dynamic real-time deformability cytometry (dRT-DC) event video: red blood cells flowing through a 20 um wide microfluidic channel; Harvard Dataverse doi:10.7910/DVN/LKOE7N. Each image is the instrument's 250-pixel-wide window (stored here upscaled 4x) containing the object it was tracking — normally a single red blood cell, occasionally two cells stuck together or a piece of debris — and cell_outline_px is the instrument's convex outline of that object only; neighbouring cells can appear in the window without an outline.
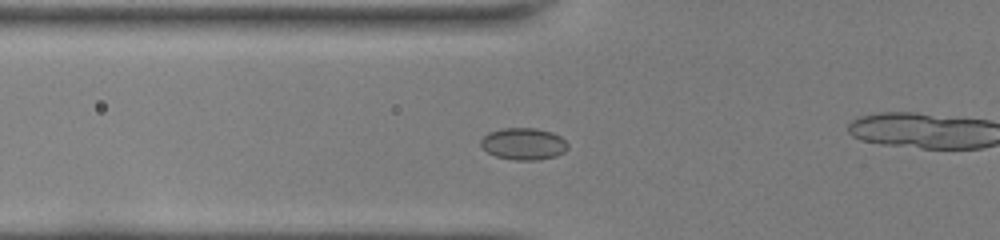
{"species": "common noctule bat (a hibernating species)", "species_latin": "Nyctalus noctula", "temperature_condition": "room temperature", "stored_images_in_passage": 48, "camera_frame_rate_fps": 3000, "um_per_image_px": 0.085, "animal": {"sex": "female", "body_mass_g": 22.0, "forearm_length_mm": 56.7}, "frame": {"image": 1, "passage_image": 16, "time_ms": 5.0, "image_size_px": [1000, 240], "cell_outline_px": [[568, 148], [564, 152], [556, 156], [536, 160], [516, 160], [496, 156], [488, 152], [480, 144], [480, 140], [488, 132], [504, 128], [536, 128], [552, 132], [560, 136], [568, 144]], "centroid_in_image_um": [44.51, 12.22], "position_along_channel_um": 81.3, "area_um2": 16.13}}
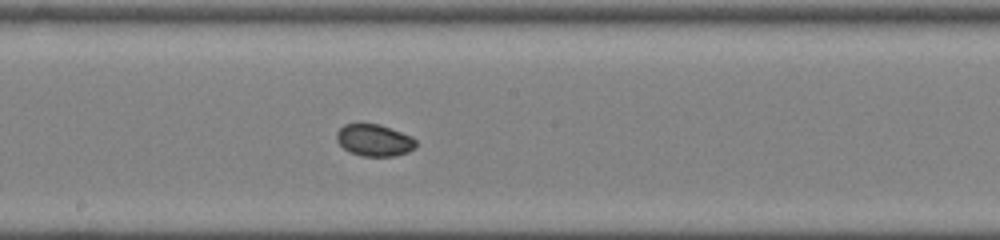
{"frame": {"image": 2, "passage_image": 26, "time_ms": 8.333, "image_size_px": [1000, 240], "cell_outline_px": [[416, 148], [408, 152], [396, 156], [360, 156], [348, 152], [336, 140], [336, 132], [344, 124], [376, 124], [412, 136], [416, 140]], "centroid_in_image_um": [31.8, 11.94], "position_along_channel_um": 216.4, "area_um2": 14.74}}
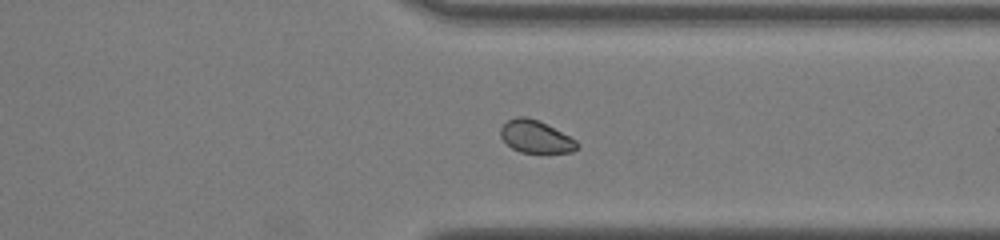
{"frame": {"image": 3, "passage_image": 37, "time_ms": 12.0, "image_size_px": [1000, 240], "cell_outline_px": [[580, 148], [572, 152], [520, 152], [512, 148], [500, 136], [500, 128], [508, 120], [516, 116], [528, 116], [576, 140], [580, 144]], "centroid_in_image_um": [45.53, 11.62], "position_along_channel_um": 365.9, "area_um2": 14.22}, "authors_computed_cell_mechanics": {"area_um2": 15.2592, "velocity_mm_per_s": 4.0519, "shape_relaxation_time_tau1_ms": 4.8823, "shape_relaxation_time_tau2_ms": null, "deformation_change_tau1": 0.0925, "deformation_change_tau2": null}}